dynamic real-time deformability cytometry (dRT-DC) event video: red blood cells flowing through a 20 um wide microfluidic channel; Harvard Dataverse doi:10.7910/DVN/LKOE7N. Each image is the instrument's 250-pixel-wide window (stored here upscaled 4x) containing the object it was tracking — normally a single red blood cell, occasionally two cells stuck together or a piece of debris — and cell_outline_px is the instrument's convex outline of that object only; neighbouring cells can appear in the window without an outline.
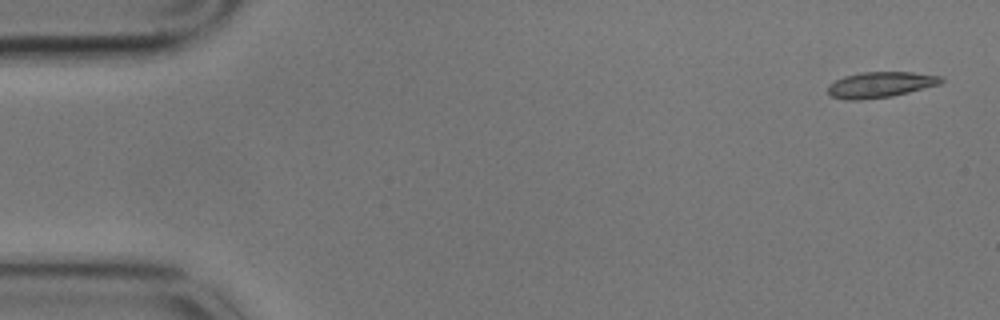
{"species": "common noctule bat (a hibernating species)", "species_latin": "Nyctalus noctula", "temperature_condition": "cold", "stored_images_in_passage": 4, "camera_frame_rate_fps": 3000, "um_per_image_px": 0.085, "animal": {"sex": "male", "body_mass_g": 17.9}, "frame": {"image": 1, "passage_image": 1, "time_ms": 0.0, "image_size_px": [1000, 320], "cell_outline_px": [[944, 80], [940, 84], [892, 96], [860, 100], [848, 100], [832, 96], [828, 92], [828, 88], [836, 80], [844, 76], [860, 72], [912, 72], [944, 76]], "centroid_in_image_um": [74.88, 7.19], "position_along_channel_um": 10.1, "area_um2": 16.88}}
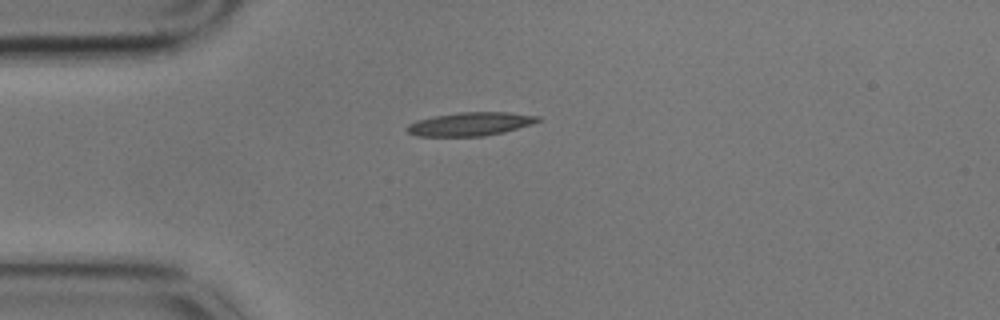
{"frame": {"image": 2, "passage_image": 4, "time_ms": 1.0, "image_size_px": [1000, 320], "cell_outline_px": [[544, 120], [532, 124], [504, 132], [484, 136], [416, 136], [408, 132], [404, 128], [408, 124], [416, 120], [432, 116], [460, 112], [508, 112], [540, 116]], "centroid_in_image_um": [39.98, 10.53], "position_along_channel_um": 45.0, "area_um2": 18.15}}